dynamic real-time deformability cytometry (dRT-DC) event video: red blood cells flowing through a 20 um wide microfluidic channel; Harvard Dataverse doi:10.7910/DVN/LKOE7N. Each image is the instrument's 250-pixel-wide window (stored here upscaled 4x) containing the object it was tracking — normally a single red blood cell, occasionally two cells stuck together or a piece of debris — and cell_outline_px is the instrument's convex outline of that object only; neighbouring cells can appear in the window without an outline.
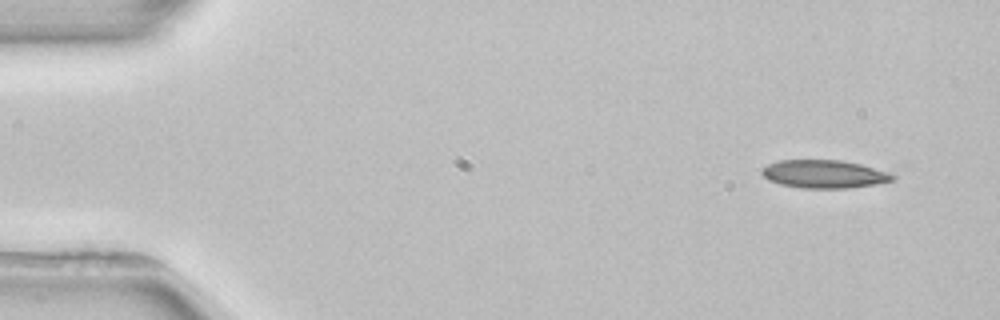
{"species": "common noctule bat (a hibernating species)", "species_latin": "Nyctalus noctula", "temperature_condition": "room temperature", "stored_images_in_passage": 5, "camera_frame_rate_fps": 3000, "um_per_image_px": 0.085, "animal": {"sex": "female", "body_mass_g": 22.7, "forearm_length_mm": 54.2}, "frame": {"image": 1, "passage_image": 1, "time_ms": 0.0, "image_size_px": [1000, 320], "cell_outline_px": [[896, 176], [892, 180], [876, 184], [848, 188], [804, 188], [780, 184], [768, 180], [760, 172], [760, 168], [768, 164], [780, 160], [844, 160], [860, 164], [888, 172]], "centroid_in_image_um": [70.02, 14.79], "position_along_channel_um": 15.0, "area_um2": 21.39}}
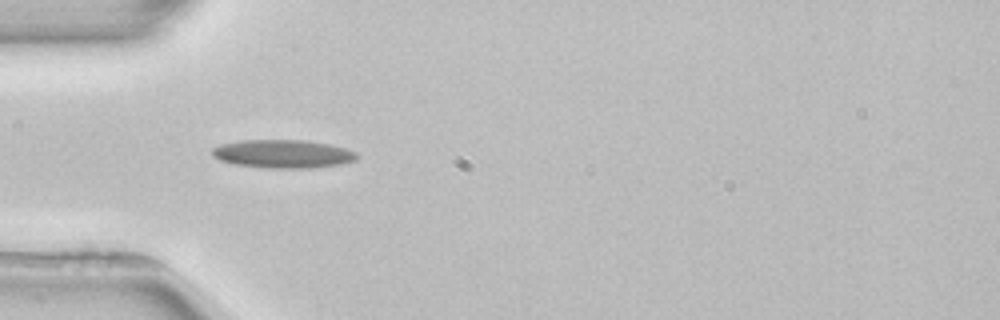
{"frame": {"image": 2, "passage_image": 4, "time_ms": 4.0, "image_size_px": [1000, 320], "cell_outline_px": [[360, 156], [356, 160], [340, 164], [312, 168], [264, 168], [236, 164], [220, 160], [212, 156], [212, 148], [220, 144], [244, 140], [304, 140], [328, 144], [344, 148], [356, 152]], "centroid_in_image_um": [24.05, 13.08], "position_along_channel_um": 60.9, "area_um2": 23.87}}